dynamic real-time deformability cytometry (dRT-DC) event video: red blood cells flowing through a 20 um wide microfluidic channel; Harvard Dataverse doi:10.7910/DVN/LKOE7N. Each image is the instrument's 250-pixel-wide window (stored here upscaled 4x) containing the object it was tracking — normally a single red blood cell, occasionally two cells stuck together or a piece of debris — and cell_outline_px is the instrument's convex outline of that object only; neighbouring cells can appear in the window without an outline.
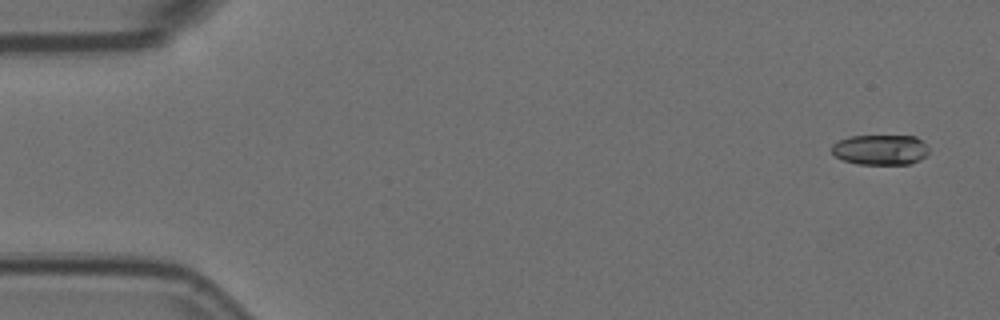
{"species": "Egyptian fruit bat (a non-hibernating species)", "species_latin": "Rousettus aegyptiacus", "temperature_condition": "room temperature", "stored_images_in_passage": 4, "camera_frame_rate_fps": 3000, "um_per_image_px": 0.085, "animal": {"sex": "female"}, "frame": {"image": 1, "passage_image": 1, "time_ms": 0.0, "image_size_px": [1000, 320], "cell_outline_px": [[928, 152], [920, 160], [908, 164], [856, 164], [844, 160], [836, 156], [832, 152], [832, 144], [840, 140], [852, 136], [916, 136], [928, 148]], "centroid_in_image_um": [74.82, 12.73], "position_along_channel_um": 10.2, "area_um2": 16.94}}
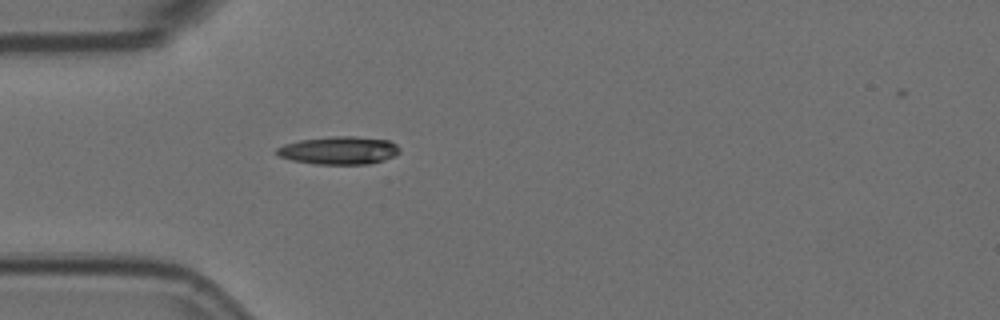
{"frame": {"image": 2, "passage_image": 4, "time_ms": 1.0, "image_size_px": [1000, 320], "cell_outline_px": [[400, 152], [384, 160], [368, 164], [316, 164], [292, 160], [280, 156], [276, 152], [276, 148], [284, 144], [300, 140], [332, 136], [356, 136], [388, 140], [396, 144], [400, 148]], "centroid_in_image_um": [28.82, 12.78], "position_along_channel_um": 56.2, "area_um2": 19.94}}